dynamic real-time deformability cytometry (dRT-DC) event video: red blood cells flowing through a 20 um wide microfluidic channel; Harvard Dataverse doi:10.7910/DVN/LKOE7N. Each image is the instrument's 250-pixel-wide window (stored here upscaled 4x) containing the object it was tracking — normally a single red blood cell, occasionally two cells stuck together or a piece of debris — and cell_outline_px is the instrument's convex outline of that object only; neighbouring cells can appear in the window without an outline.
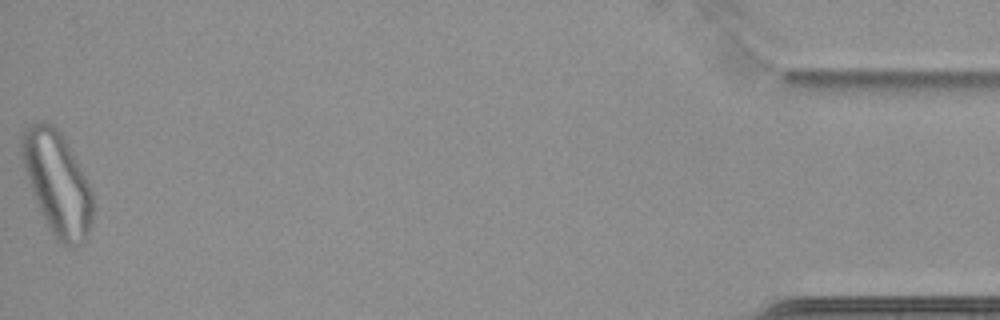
{"species": "common noctule bat (a hibernating species)", "species_latin": "Nyctalus noctula", "temperature_condition": "cold", "stored_images_in_passage": 49, "camera_frame_rate_fps": 3000, "um_per_image_px": 0.085, "animal": {"sex": "female", "body_mass_g": 22.7, "forearm_length_mm": 54.2}, "frame": {"image": 1, "passage_image": 49, "time_ms": 16.0, "image_size_px": [1000, 320], "cell_outline_px": [[92, 224], [84, 240], [80, 244], [60, 244], [52, 232], [32, 192], [24, 168], [20, 152], [20, 136], [24, 128], [28, 124], [44, 120], [52, 124], [60, 132], [84, 176], [92, 192]], "centroid_in_image_um": [4.82, 15.5], "position_along_channel_um": 430.4, "area_um2": 41.73}}